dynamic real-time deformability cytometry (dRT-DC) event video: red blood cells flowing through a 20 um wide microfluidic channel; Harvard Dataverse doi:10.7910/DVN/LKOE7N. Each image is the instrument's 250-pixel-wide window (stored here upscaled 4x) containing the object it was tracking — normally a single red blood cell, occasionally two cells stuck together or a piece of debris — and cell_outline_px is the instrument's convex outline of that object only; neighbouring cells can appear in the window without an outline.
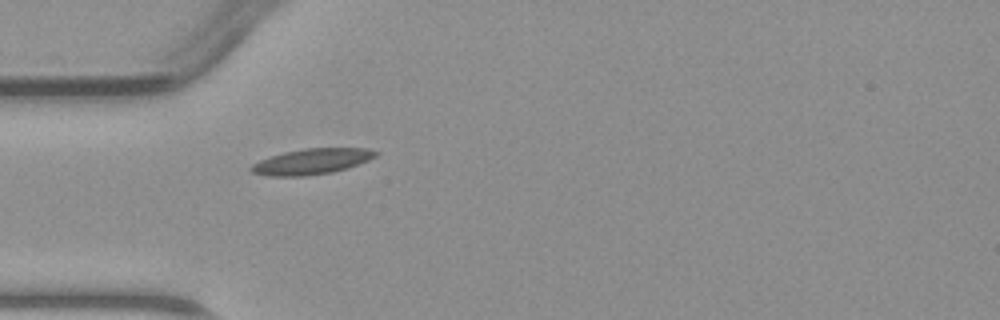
{"species": "common noctule bat (a hibernating species)", "species_latin": "Nyctalus noctula", "temperature_condition": "warm", "stored_images_in_passage": 1, "camera_frame_rate_fps": 3000, "um_per_image_px": 0.085, "animal": {"sex": "male", "body_mass_g": 23.1, "forearm_length_mm": 52.7}, "frame": {"image": 1, "passage_image": 1, "time_ms": 0.0, "image_size_px": [1000, 320], "cell_outline_px": [[380, 152], [376, 156], [368, 160], [348, 168], [332, 172], [304, 176], [268, 176], [252, 172], [248, 168], [252, 164], [260, 160], [284, 152], [304, 148], [368, 148]], "centroid_in_image_um": [26.51, 13.72], "position_along_channel_um": 58.5, "area_um2": 18.61}}